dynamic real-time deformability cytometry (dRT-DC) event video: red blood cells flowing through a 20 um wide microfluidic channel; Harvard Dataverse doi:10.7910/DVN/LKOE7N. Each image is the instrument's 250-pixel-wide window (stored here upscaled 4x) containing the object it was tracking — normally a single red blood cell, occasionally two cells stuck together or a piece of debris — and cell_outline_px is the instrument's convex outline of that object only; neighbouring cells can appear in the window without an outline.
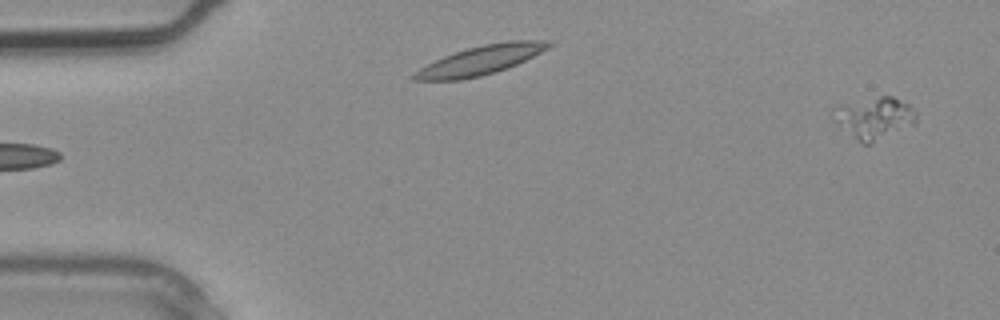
{"species": "common noctule bat (a hibernating species)", "species_latin": "Nyctalus noctula", "temperature_condition": "warm", "stored_images_in_passage": 3, "segment_of_instrument_passage": [2, 2], "camera_frame_rate_fps": 3000, "um_per_image_px": 0.085, "animal": {"sex": "male", "body_mass_g": 20.4}, "frame": {"image": 1, "passage_image": 3, "time_ms": 0.667, "image_size_px": [1000, 320], "cell_outline_px": [[916, 120], [912, 124], [868, 144], [864, 144], [840, 124], [828, 112], [836, 104], [880, 96], [892, 96], [908, 104], [916, 112]], "centroid_in_image_um": [74.27, 9.96], "position_along_channel_um": 10.7, "area_um2": 19.59}}